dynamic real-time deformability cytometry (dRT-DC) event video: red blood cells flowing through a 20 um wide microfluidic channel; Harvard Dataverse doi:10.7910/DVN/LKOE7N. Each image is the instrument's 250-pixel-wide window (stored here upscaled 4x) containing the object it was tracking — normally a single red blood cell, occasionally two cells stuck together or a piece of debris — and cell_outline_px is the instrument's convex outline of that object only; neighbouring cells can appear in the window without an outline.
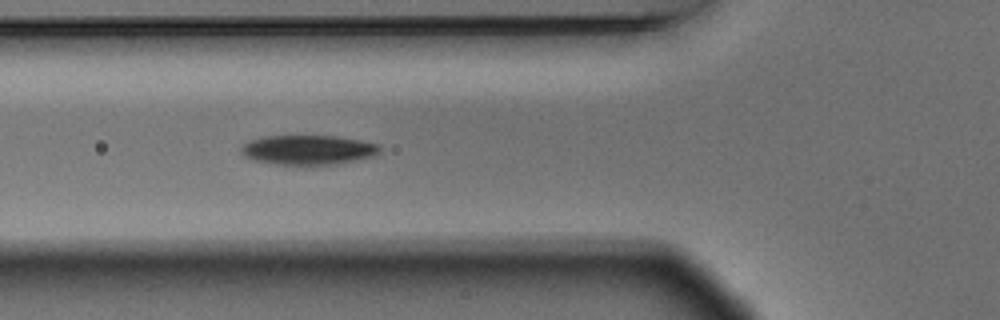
{"species": "Egyptian fruit bat (a non-hibernating species)", "species_latin": "Rousettus aegyptiacus", "temperature_condition": "warm", "stored_images_in_passage": 6, "camera_frame_rate_fps": 3000, "um_per_image_px": 0.085, "animal": {"sex": "male"}, "frame": {"image": 1, "passage_image": 6, "time_ms": 1.667, "image_size_px": [1000, 320], "cell_outline_px": [[380, 152], [372, 156], [336, 164], [304, 168], [252, 160], [244, 156], [240, 152], [240, 148], [248, 140], [264, 136], [336, 136], [360, 140], [380, 144]], "centroid_in_image_um": [26.15, 12.77], "position_along_channel_um": 99.6, "area_um2": 24.62}}